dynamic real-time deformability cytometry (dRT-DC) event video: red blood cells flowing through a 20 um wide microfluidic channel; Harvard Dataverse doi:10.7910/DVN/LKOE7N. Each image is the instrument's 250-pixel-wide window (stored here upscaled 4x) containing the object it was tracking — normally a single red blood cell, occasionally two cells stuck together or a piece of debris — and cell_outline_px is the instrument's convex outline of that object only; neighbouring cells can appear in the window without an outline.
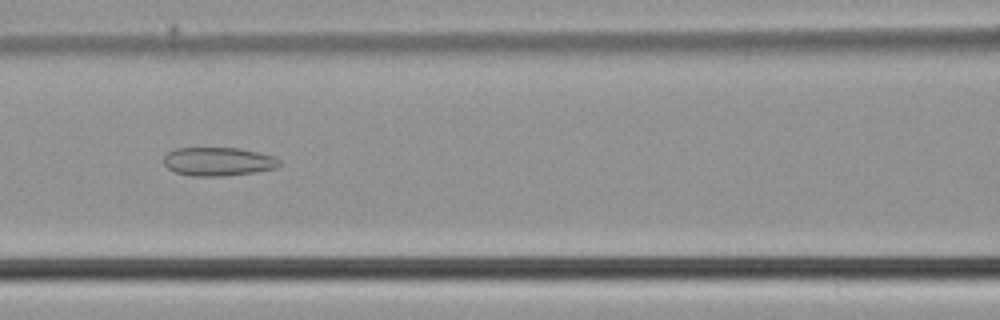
{"species": "common noctule bat (a hibernating species)", "species_latin": "Nyctalus noctula", "temperature_condition": "cold", "stored_images_in_passage": 47, "camera_frame_rate_fps": 3000, "um_per_image_px": 0.085, "animal": {"sex": "male", "body_mass_g": 21.5, "forearm_length_mm": 52.0}, "frame": {"image": 1, "passage_image": 22, "time_ms": 7.0, "image_size_px": [1000, 320], "cell_outline_px": [[280, 164], [276, 168], [256, 172], [224, 176], [192, 176], [176, 172], [168, 168], [164, 164], [164, 156], [168, 152], [176, 148], [240, 148], [260, 152], [272, 156], [280, 160]], "centroid_in_image_um": [18.56, 13.73], "position_along_channel_um": 148.0, "area_um2": 19.31}}
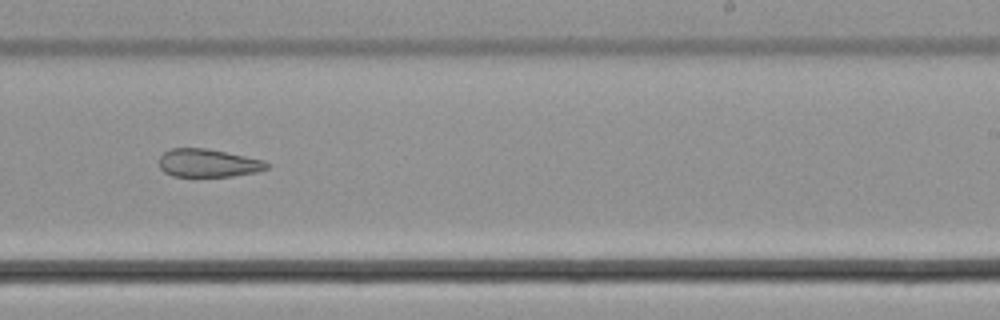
{"frame": {"image": 2, "passage_image": 31, "time_ms": 10.0, "image_size_px": [1000, 320], "cell_outline_px": [[268, 168], [256, 172], [232, 176], [172, 176], [164, 172], [160, 168], [160, 156], [164, 152], [172, 148], [208, 148], [264, 160], [268, 164]], "centroid_in_image_um": [17.68, 13.85], "position_along_channel_um": 271.3, "area_um2": 17.57}}
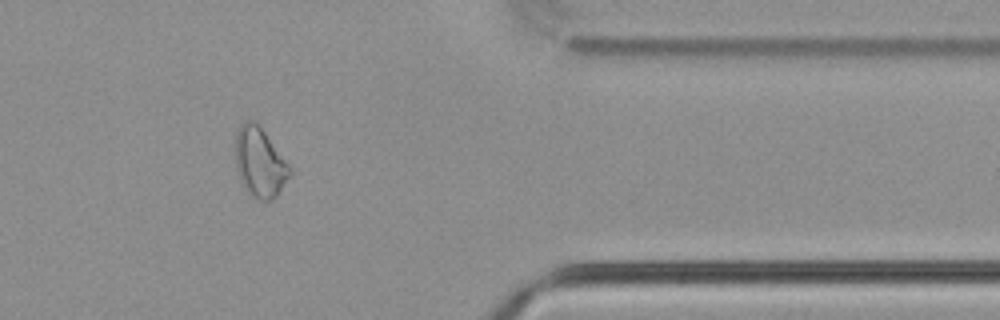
{"frame": {"image": 3, "passage_image": 41, "time_ms": 13.333, "image_size_px": [1000, 320], "cell_outline_px": [[292, 172], [276, 196], [272, 200], [260, 200], [252, 196], [248, 192], [240, 180], [236, 168], [236, 132], [240, 124], [244, 120], [252, 120], [264, 132], [292, 168]], "centroid_in_image_um": [22.07, 13.81], "position_along_channel_um": 389.3, "area_um2": 21.73}}